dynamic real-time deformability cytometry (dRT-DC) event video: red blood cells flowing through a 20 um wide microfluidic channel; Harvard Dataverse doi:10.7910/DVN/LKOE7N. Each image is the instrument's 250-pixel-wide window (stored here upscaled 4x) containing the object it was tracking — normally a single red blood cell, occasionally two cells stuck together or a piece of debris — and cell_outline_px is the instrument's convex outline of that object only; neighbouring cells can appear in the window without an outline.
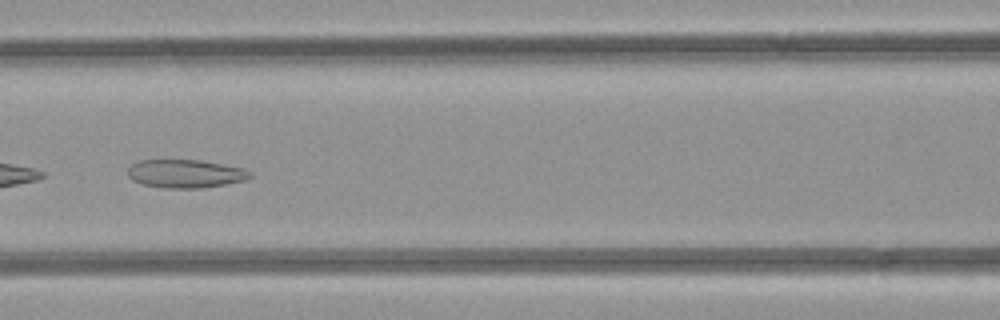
{"species": "common noctule bat (a hibernating species)", "species_latin": "Nyctalus noctula", "temperature_condition": "room temperature", "stored_images_in_passage": 6, "camera_frame_rate_fps": 3000, "um_per_image_px": 0.085, "animal": {"sex": "female", "body_mass_g": 21.9}, "frame": {"image": 1, "passage_image": 6, "time_ms": 5.667, "image_size_px": [1000, 320], "cell_outline_px": [[252, 176], [244, 180], [228, 184], [200, 188], [164, 188], [144, 184], [132, 180], [128, 176], [128, 168], [132, 164], [140, 160], [200, 160], [244, 168], [252, 172]], "centroid_in_image_um": [15.78, 14.76], "position_along_channel_um": 150.8, "area_um2": 20.17}}